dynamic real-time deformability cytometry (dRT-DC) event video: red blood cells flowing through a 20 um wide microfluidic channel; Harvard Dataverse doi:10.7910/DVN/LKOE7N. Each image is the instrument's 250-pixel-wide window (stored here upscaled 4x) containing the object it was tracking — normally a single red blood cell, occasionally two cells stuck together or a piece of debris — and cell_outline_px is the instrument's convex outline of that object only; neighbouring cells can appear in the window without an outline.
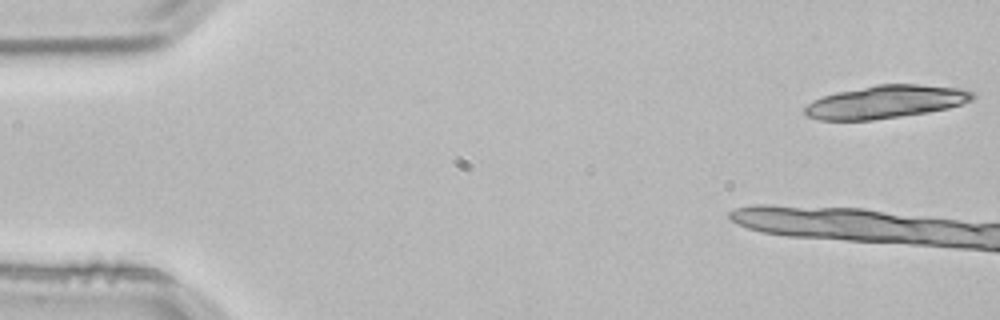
{"species": "common noctule bat (a hibernating species)", "species_latin": "Nyctalus noctula", "temperature_condition": "room temperature", "stored_images_in_passage": 6, "segment_of_instrument_passage": [1, 2], "camera_frame_rate_fps": 3000, "um_per_image_px": 0.085, "animal": {"sex": "male", "body_mass_g": 21.5, "forearm_length_mm": 52.0}, "frame": {"image": 1, "passage_image": 1, "time_ms": 0.0, "image_size_px": [1000, 320], "cell_outline_px": [[976, 96], [972, 100], [948, 108], [928, 112], [872, 120], [820, 120], [808, 116], [804, 112], [804, 108], [812, 100], [836, 92], [876, 84], [920, 84], [956, 88], [976, 92]], "centroid_in_image_um": [75.29, 8.65], "position_along_channel_um": 9.7, "area_um2": 32.14}}